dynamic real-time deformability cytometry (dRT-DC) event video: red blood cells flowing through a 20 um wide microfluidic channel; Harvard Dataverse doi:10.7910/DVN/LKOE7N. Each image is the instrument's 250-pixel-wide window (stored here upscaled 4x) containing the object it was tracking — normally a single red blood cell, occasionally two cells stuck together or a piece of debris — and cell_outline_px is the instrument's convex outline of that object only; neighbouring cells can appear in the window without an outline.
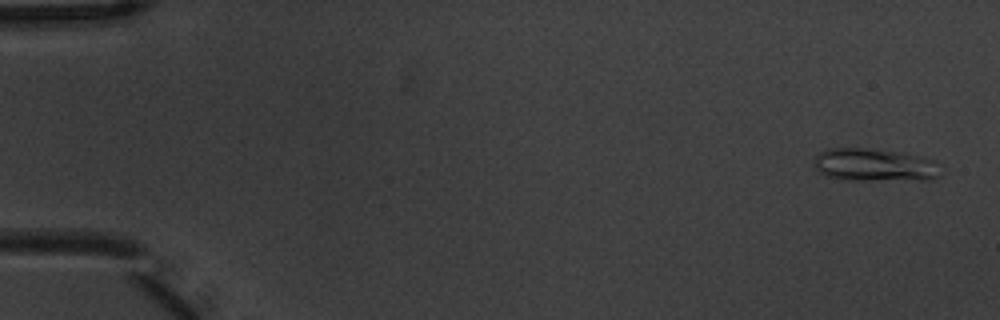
{"species": "common noctule bat (a hibernating species)", "species_latin": "Nyctalus noctula", "temperature_condition": "warm", "stored_images_in_passage": 6, "camera_frame_rate_fps": 3000, "um_per_image_px": 0.085, "animal": {"sex": "male", "body_mass_g": 20.1, "forearm_length_mm": 53.5}, "frame": {"image": 1, "passage_image": 1, "time_ms": 0.0, "image_size_px": [1000, 320], "cell_outline_px": [[944, 172], [936, 180], [840, 180], [824, 176], [816, 168], [816, 156], [820, 152], [828, 148], [864, 148], [896, 152], [924, 156], [936, 160]], "centroid_in_image_um": [74.44, 14.05], "position_along_channel_um": 10.6, "area_um2": 24.8}}
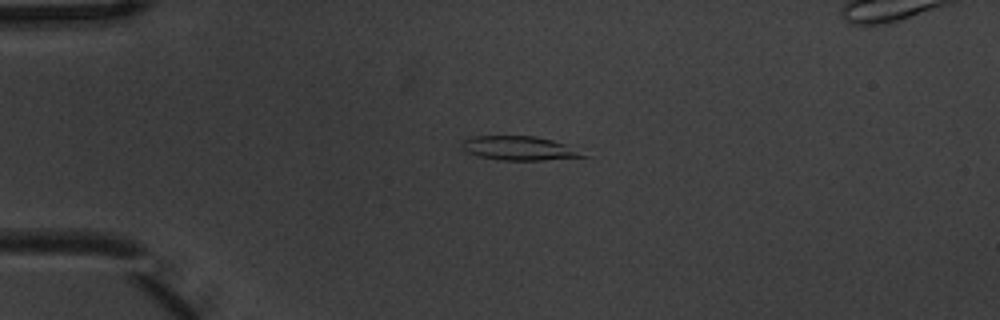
{"frame": {"image": 2, "passage_image": 4, "time_ms": 1.0, "image_size_px": [1000, 320], "cell_outline_px": [[588, 156], [544, 160], [500, 160], [476, 156], [460, 148], [464, 140], [472, 136], [536, 136], [552, 140], [564, 144]], "centroid_in_image_um": [44.05, 12.6], "position_along_channel_um": 41.0, "area_um2": 16.76}}